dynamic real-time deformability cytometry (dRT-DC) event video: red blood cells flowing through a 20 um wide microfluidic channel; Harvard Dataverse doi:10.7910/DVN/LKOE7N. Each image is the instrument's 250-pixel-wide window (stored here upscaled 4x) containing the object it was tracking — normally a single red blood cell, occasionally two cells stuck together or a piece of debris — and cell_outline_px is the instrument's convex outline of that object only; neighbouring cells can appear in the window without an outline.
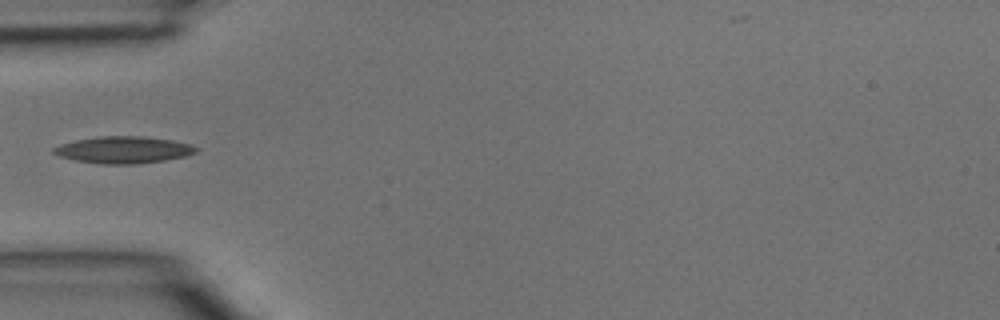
{"species": "common noctule bat (a hibernating species)", "species_latin": "Nyctalus noctula", "temperature_condition": "room temperature", "stored_images_in_passage": 3, "camera_frame_rate_fps": 3000, "um_per_image_px": 0.085, "animal": {"sex": "male", "body_mass_g": 15.6}, "frame": {"image": 1, "passage_image": 3, "time_ms": 0.667, "image_size_px": [1000, 320], "cell_outline_px": [[200, 152], [184, 156], [164, 160], [132, 164], [100, 164], [76, 160], [60, 156], [52, 152], [52, 148], [60, 144], [76, 140], [96, 136], [144, 136], [172, 140], [192, 144], [200, 148]], "centroid_in_image_um": [10.53, 12.72], "position_along_channel_um": 74.5, "area_um2": 22.43}}